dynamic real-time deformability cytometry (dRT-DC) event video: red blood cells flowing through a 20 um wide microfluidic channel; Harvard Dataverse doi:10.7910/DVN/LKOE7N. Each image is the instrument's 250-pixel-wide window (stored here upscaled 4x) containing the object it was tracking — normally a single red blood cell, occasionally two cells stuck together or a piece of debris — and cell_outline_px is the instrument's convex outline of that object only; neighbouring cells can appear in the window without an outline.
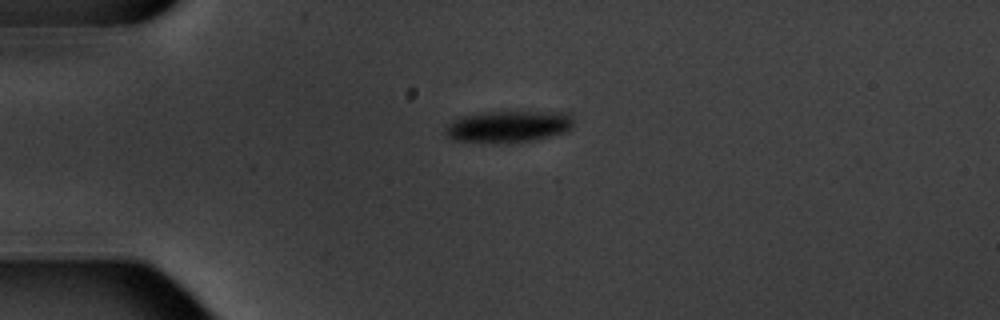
{"species": "common noctule bat (a hibernating species)", "species_latin": "Nyctalus noctula", "temperature_condition": "warm", "stored_images_in_passage": 4, "camera_frame_rate_fps": 3000, "um_per_image_px": 0.085, "animal": {"sex": "male", "body_mass_g": 20.1, "forearm_length_mm": 53.5}, "frame": {"image": 1, "passage_image": 4, "time_ms": 3.667, "image_size_px": [1000, 320], "cell_outline_px": [[572, 128], [568, 132], [520, 144], [492, 144], [452, 140], [444, 132], [444, 128], [452, 120], [464, 116], [484, 112], [568, 112], [572, 116]], "centroid_in_image_um": [43.22, 10.8], "position_along_channel_um": 41.8, "area_um2": 24.51}}